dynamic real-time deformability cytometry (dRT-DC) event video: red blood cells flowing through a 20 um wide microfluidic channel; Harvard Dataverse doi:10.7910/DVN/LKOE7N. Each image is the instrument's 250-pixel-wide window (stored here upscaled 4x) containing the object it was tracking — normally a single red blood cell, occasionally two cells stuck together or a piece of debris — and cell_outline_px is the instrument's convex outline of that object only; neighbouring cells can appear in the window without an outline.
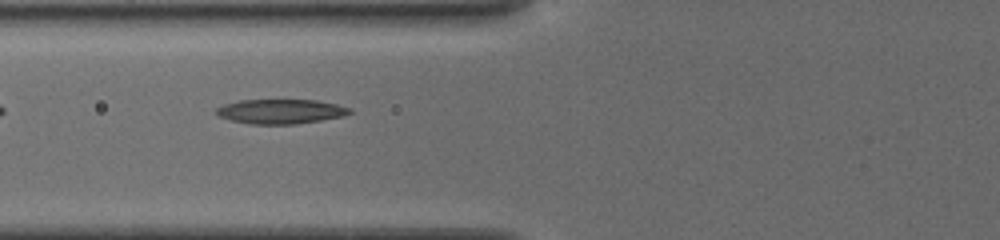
{"species": "common noctule bat (a hibernating species)", "species_latin": "Nyctalus noctula", "temperature_condition": "cold", "stored_images_in_passage": 9, "camera_frame_rate_fps": 3000, "um_per_image_px": 0.085, "animal": {"sex": "female", "body_mass_g": 19.5, "forearm_length_mm": 54.1}, "frame": {"image": 1, "passage_image": 4, "time_ms": 2.0, "image_size_px": [1000, 240], "cell_outline_px": [[352, 112], [344, 116], [296, 124], [248, 124], [228, 120], [212, 112], [216, 108], [224, 104], [240, 100], [316, 100], [336, 104], [352, 108]], "centroid_in_image_um": [23.82, 9.47], "position_along_channel_um": 102.0, "area_um2": 19.25}}
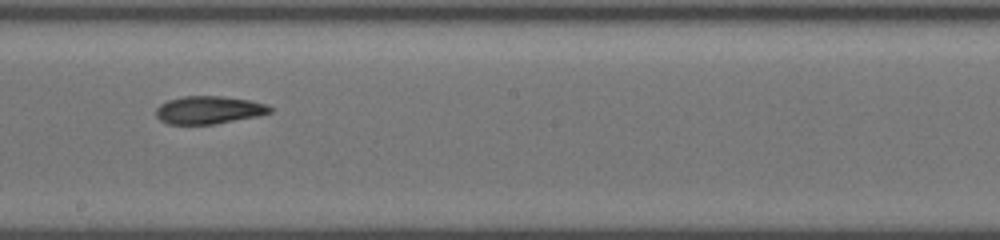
{"frame": {"image": 2, "passage_image": 7, "time_ms": 5.333, "image_size_px": [1000, 240], "cell_outline_px": [[272, 112], [256, 116], [216, 124], [168, 124], [160, 120], [156, 116], [156, 108], [160, 104], [168, 100], [184, 96], [224, 96], [248, 100], [268, 104], [272, 108]], "centroid_in_image_um": [17.74, 9.35], "position_along_channel_um": 230.5, "area_um2": 18.5}}
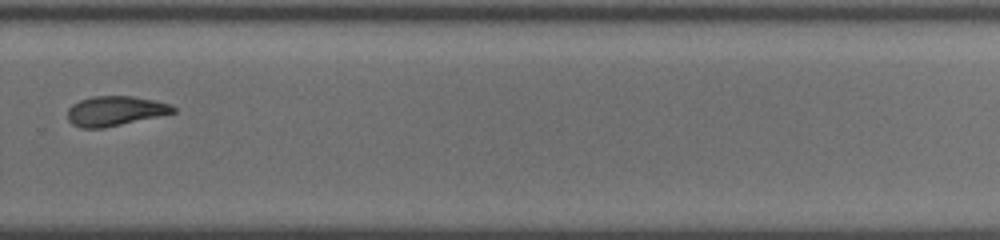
{"frame": {"image": 3, "passage_image": 9, "time_ms": 7.667, "image_size_px": [1000, 240], "cell_outline_px": [[176, 112], [104, 128], [80, 128], [72, 124], [68, 120], [68, 108], [72, 104], [80, 100], [92, 96], [132, 96], [152, 100], [168, 104], [176, 108]], "centroid_in_image_um": [9.74, 9.43], "position_along_channel_um": 320.1, "area_um2": 18.15}}